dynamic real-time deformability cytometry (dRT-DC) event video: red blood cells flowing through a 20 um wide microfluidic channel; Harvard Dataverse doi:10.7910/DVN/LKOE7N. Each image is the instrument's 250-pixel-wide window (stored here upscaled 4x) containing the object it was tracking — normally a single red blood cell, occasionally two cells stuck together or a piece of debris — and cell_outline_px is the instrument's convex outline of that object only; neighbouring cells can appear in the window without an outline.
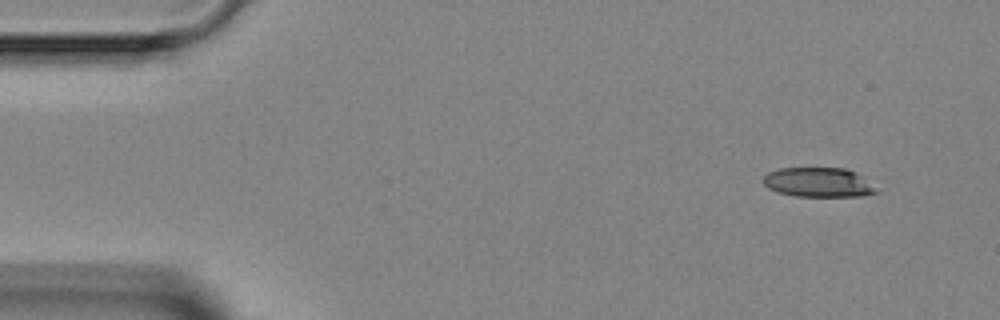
{"species": "Egyptian fruit bat (a non-hibernating species)", "species_latin": "Rousettus aegyptiacus", "temperature_condition": "room temperature", "stored_images_in_passage": 4, "camera_frame_rate_fps": 3000, "um_per_image_px": 0.085, "animal": {"sex": "female"}, "frame": {"image": 1, "passage_image": 1, "time_ms": 0.0, "image_size_px": [1000, 320], "cell_outline_px": [[880, 192], [864, 196], [796, 196], [780, 192], [768, 188], [764, 184], [764, 176], [768, 172], [780, 168], [844, 168], [856, 172], [876, 188]], "centroid_in_image_um": [69.58, 15.5], "position_along_channel_um": 15.4, "area_um2": 19.31}}
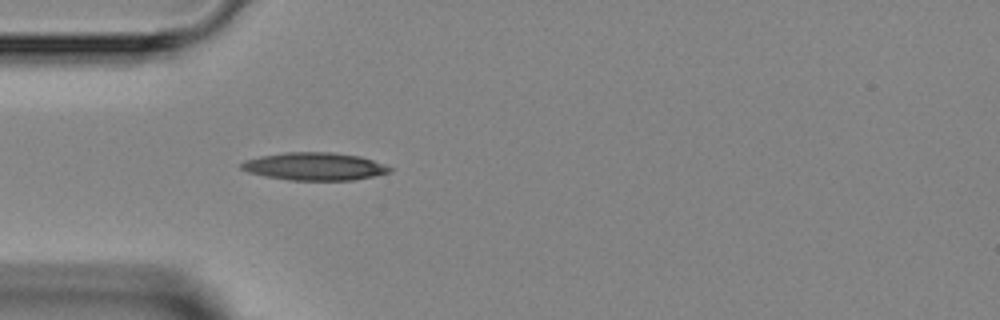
{"frame": {"image": 2, "passage_image": 4, "time_ms": 3.333, "image_size_px": [1000, 320], "cell_outline_px": [[392, 172], [352, 180], [288, 180], [264, 176], [248, 172], [240, 168], [240, 164], [244, 160], [260, 156], [284, 152], [332, 152], [360, 156], [384, 164], [392, 168]], "centroid_in_image_um": [26.71, 14.14], "position_along_channel_um": 58.3, "area_um2": 24.04}}